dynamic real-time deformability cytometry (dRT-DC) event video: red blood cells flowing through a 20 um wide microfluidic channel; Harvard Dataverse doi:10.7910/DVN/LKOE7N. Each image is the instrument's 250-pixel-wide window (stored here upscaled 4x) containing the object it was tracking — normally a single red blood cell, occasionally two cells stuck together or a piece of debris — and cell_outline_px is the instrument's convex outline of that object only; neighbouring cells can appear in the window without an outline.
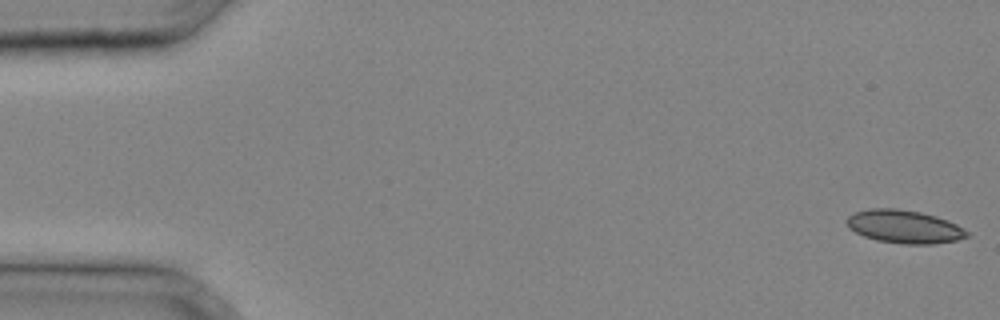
{"species": "common noctule bat (a hibernating species)", "species_latin": "Nyctalus noctula", "temperature_condition": "cold", "stored_images_in_passage": 8, "camera_frame_rate_fps": 3000, "um_per_image_px": 0.085, "animal": {"sex": "male", "body_mass_g": 20.4}, "frame": {"image": 1, "passage_image": 1, "time_ms": 0.0, "image_size_px": [1000, 320], "cell_outline_px": [[968, 236], [956, 240], [932, 244], [904, 244], [876, 240], [864, 236], [848, 228], [844, 220], [848, 216], [856, 212], [872, 208], [896, 208], [920, 212], [936, 216], [948, 220], [964, 228], [968, 232]], "centroid_in_image_um": [76.84, 19.26], "position_along_channel_um": 8.2, "area_um2": 23.24}}